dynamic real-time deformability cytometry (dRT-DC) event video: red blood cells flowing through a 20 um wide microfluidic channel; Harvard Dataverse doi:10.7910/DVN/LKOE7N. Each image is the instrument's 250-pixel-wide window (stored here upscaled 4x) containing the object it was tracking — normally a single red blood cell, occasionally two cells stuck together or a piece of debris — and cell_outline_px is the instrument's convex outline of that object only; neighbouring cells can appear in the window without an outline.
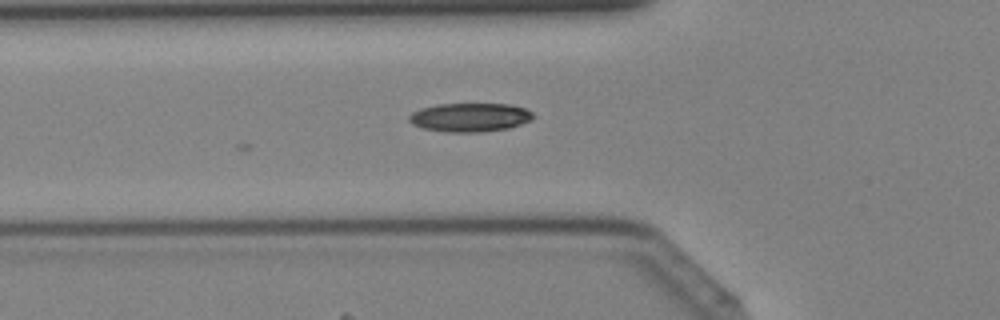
{"species": "Egyptian fruit bat (a non-hibernating species)", "species_latin": "Rousettus aegyptiacus", "temperature_condition": "cold", "stored_images_in_passage": 4, "camera_frame_rate_fps": 3000, "um_per_image_px": 0.085, "animal": {"sex": "female"}, "frame": {"image": 1, "passage_image": 2, "time_ms": 0.333, "image_size_px": [1000, 320], "cell_outline_px": [[532, 120], [508, 128], [480, 132], [448, 132], [424, 128], [412, 124], [408, 120], [408, 116], [412, 112], [420, 108], [436, 104], [512, 104], [524, 108], [532, 112]], "centroid_in_image_um": [39.92, 9.96], "position_along_channel_um": 85.9, "area_um2": 20.75}}
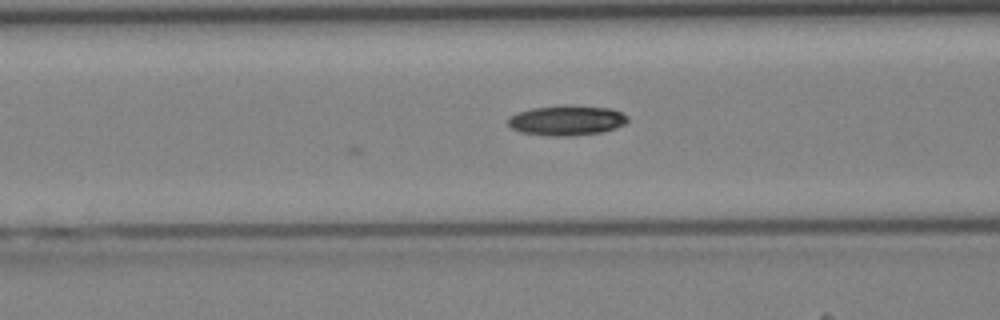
{"frame": {"image": 2, "passage_image": 4, "time_ms": 1.0, "image_size_px": [1000, 320], "cell_outline_px": [[628, 120], [624, 124], [616, 128], [600, 132], [572, 136], [548, 136], [520, 132], [512, 128], [508, 124], [508, 116], [516, 112], [532, 108], [612, 108], [628, 116]], "centroid_in_image_um": [48.13, 10.28], "position_along_channel_um": 118.5, "area_um2": 20.11}}